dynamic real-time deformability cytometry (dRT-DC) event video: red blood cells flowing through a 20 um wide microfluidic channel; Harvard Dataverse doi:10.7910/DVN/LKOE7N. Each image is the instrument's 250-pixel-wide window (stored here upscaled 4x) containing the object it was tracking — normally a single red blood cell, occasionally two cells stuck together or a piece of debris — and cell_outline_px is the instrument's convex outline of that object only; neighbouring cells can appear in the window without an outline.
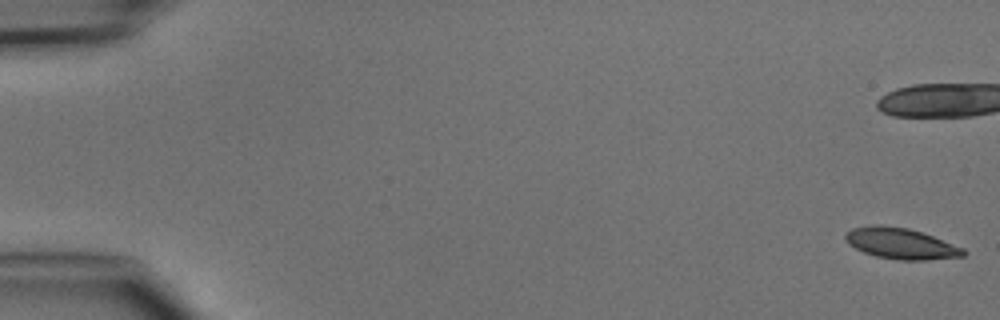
{"species": "common noctule bat (a hibernating species)", "species_latin": "Nyctalus noctula", "temperature_condition": "cold", "stored_images_in_passage": 39, "camera_frame_rate_fps": 3000, "um_per_image_px": 0.085, "animal": {"sex": "male", "body_mass_g": 15.6}, "frame": {"image": 1, "passage_image": 1, "time_ms": 0.0, "image_size_px": [1000, 320], "cell_outline_px": [[968, 252], [964, 256], [924, 260], [900, 260], [876, 256], [864, 252], [848, 244], [844, 240], [844, 232], [852, 228], [872, 224], [880, 224], [908, 228], [924, 232], [964, 248]], "centroid_in_image_um": [76.56, 20.68], "position_along_channel_um": 8.4, "area_um2": 21.62}}